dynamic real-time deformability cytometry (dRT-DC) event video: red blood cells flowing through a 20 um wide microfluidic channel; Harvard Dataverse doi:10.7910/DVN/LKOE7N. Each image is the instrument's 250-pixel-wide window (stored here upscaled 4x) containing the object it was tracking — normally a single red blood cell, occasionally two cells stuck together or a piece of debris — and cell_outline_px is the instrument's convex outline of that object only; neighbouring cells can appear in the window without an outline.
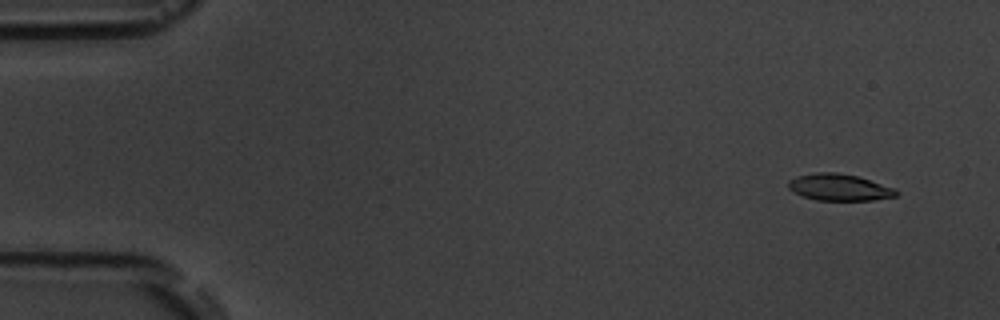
{"species": "common noctule bat (a hibernating species)", "species_latin": "Nyctalus noctula", "temperature_condition": "room temperature", "stored_images_in_passage": 7, "camera_frame_rate_fps": 3000, "um_per_image_px": 0.085, "animal": {"sex": "male", "body_mass_g": 19.5, "forearm_length_mm": 54.6}, "frame": {"image": 1, "passage_image": 2, "time_ms": 1.0, "image_size_px": [1000, 320], "cell_outline_px": [[900, 192], [896, 196], [872, 200], [816, 200], [804, 196], [788, 188], [788, 180], [796, 176], [816, 172], [836, 172], [856, 176], [896, 188]], "centroid_in_image_um": [71.35, 15.91], "position_along_channel_um": 13.6, "area_um2": 16.7}}
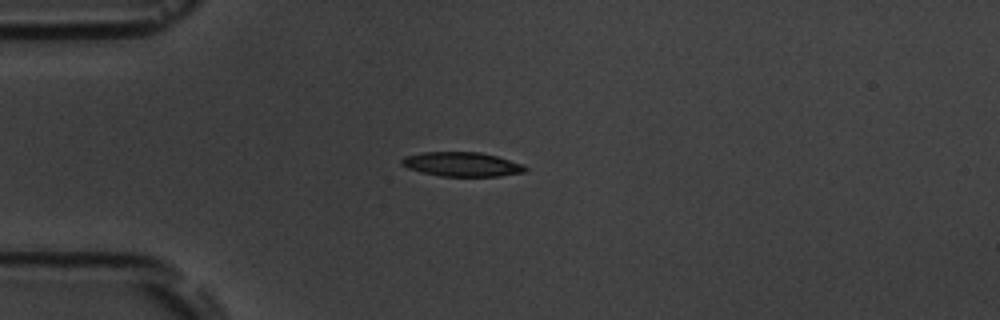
{"frame": {"image": 2, "passage_image": 5, "time_ms": 4.667, "image_size_px": [1000, 320], "cell_outline_px": [[528, 168], [524, 172], [500, 176], [440, 176], [420, 172], [408, 168], [400, 164], [400, 160], [404, 156], [424, 152], [480, 152], [496, 156], [524, 164]], "centroid_in_image_um": [39.25, 13.96], "position_along_channel_um": 45.8, "area_um2": 17.57}}
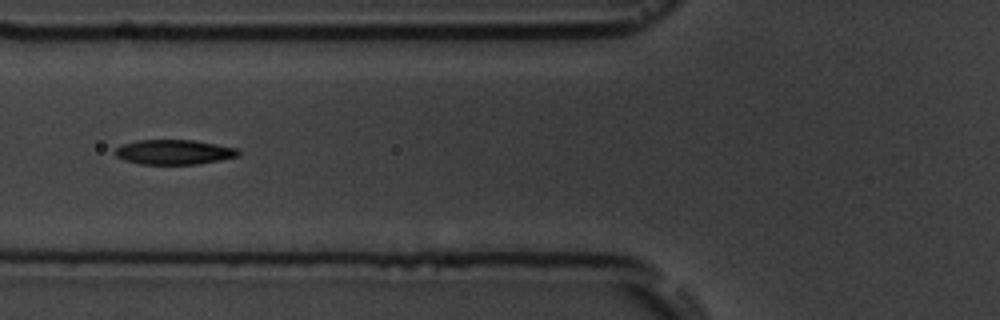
{"frame": {"image": 3, "passage_image": 7, "time_ms": 7.0, "image_size_px": [1000, 320], "cell_outline_px": [[240, 156], [220, 160], [196, 164], [140, 164], [124, 160], [116, 156], [112, 152], [120, 144], [136, 140], [192, 140], [216, 144], [236, 148], [240, 152]], "centroid_in_image_um": [14.74, 12.92], "position_along_channel_um": 111.1, "area_um2": 17.92}}